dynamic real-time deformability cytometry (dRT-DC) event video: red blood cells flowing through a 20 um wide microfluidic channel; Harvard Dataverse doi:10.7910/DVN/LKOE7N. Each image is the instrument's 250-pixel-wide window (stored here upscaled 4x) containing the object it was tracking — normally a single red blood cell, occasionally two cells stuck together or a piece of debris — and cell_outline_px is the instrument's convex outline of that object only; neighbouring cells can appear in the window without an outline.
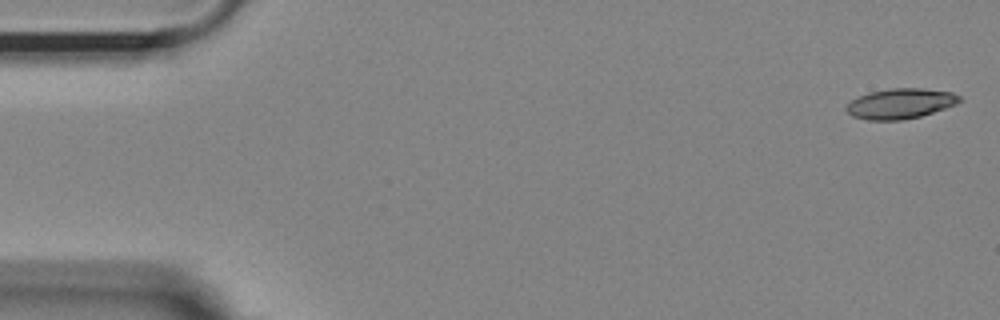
{"species": "Egyptian fruit bat (a non-hibernating species)", "species_latin": "Rousettus aegyptiacus", "temperature_condition": "room temperature", "stored_images_in_passage": 54, "camera_frame_rate_fps": 3000, "um_per_image_px": 0.085, "animal": {"sex": "female"}, "frame": {"image": 1, "passage_image": 1, "time_ms": 0.0, "image_size_px": [1000, 320], "cell_outline_px": [[960, 100], [956, 104], [920, 116], [900, 120], [868, 120], [852, 116], [844, 108], [852, 100], [868, 92], [892, 88], [924, 88], [952, 92], [960, 96]], "centroid_in_image_um": [76.52, 8.8], "position_along_channel_um": 8.5, "area_um2": 19.77}}
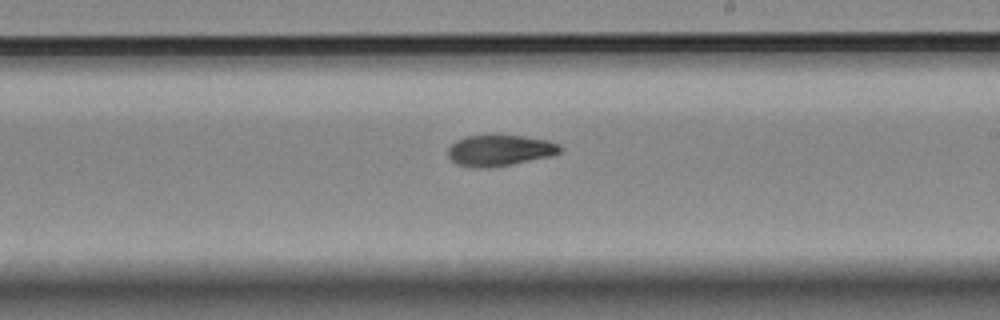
{"frame": {"image": 2, "passage_image": 31, "time_ms": 10.0, "image_size_px": [1000, 320], "cell_outline_px": [[564, 148], [560, 152], [552, 156], [512, 164], [488, 168], [472, 168], [456, 164], [448, 156], [448, 148], [456, 140], [464, 136], [492, 132], [524, 136], [548, 140], [560, 144]], "centroid_in_image_um": [42.47, 12.74], "position_along_channel_um": 246.5, "area_um2": 21.27}}
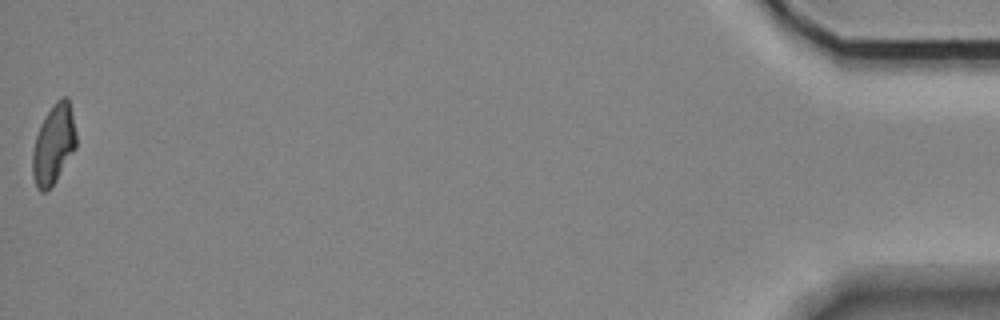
{"frame": {"image": 3, "passage_image": 54, "time_ms": 17.667, "image_size_px": [1000, 320], "cell_outline_px": [[76, 148], [56, 180], [44, 192], [40, 192], [36, 188], [32, 176], [32, 152], [36, 136], [40, 124], [56, 100], [64, 96], [68, 96], [76, 132]], "centroid_in_image_um": [4.55, 12.27], "position_along_channel_um": 430.7, "area_um2": 20.23}, "authors_computed_cell_mechanics": {"area_um2": 20.4901, "velocity_mm_per_s": 3.6574, "shape_relaxation_time_tau1_ms": 4.1662, "shape_relaxation_time_tau2_ms": 8.4798, "deformation_change_tau1": 0.1683, "deformation_change_tau2": 0.1534}}